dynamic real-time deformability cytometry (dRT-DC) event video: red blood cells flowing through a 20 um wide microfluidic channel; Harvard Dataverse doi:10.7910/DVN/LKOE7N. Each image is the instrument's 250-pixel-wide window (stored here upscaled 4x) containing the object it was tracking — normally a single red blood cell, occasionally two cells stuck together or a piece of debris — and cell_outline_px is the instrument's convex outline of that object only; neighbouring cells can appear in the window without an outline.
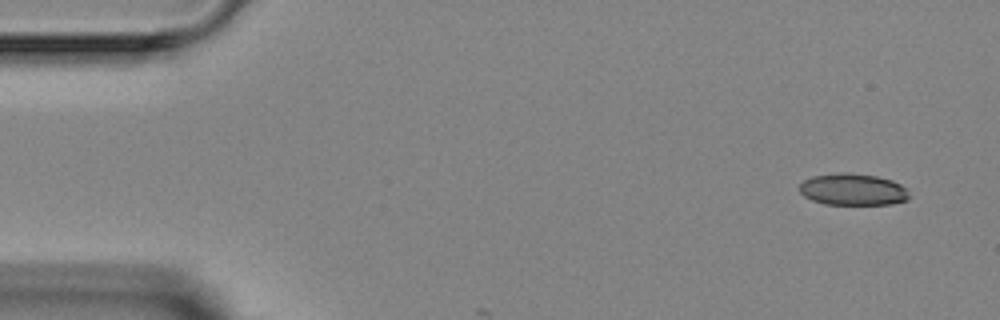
{"species": "Egyptian fruit bat (a non-hibernating species)", "species_latin": "Rousettus aegyptiacus", "temperature_condition": "room temperature", "stored_images_in_passage": 3, "camera_frame_rate_fps": 3000, "um_per_image_px": 0.085, "animal": {"sex": "female"}, "frame": {"image": 1, "passage_image": 1, "time_ms": 0.0, "image_size_px": [1000, 320], "cell_outline_px": [[908, 200], [892, 204], [824, 204], [812, 200], [804, 196], [800, 192], [800, 184], [804, 180], [812, 176], [840, 172], [848, 172], [876, 176], [892, 180], [900, 184], [904, 188], [908, 196]], "centroid_in_image_um": [72.47, 16.1], "position_along_channel_um": 12.5, "area_um2": 20.23}}